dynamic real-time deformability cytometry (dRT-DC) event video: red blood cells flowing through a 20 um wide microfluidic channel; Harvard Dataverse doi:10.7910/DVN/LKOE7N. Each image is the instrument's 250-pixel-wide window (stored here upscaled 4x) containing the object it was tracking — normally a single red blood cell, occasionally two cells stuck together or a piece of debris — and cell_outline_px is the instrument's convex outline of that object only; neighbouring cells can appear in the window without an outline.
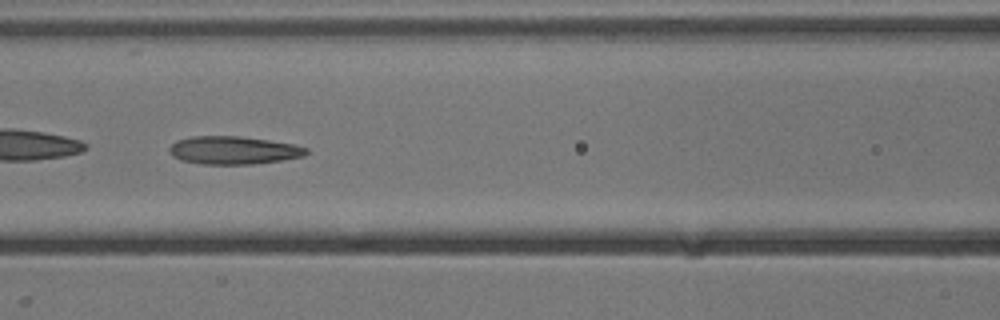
{"species": "common noctule bat (a hibernating species)", "species_latin": "Nyctalus noctula", "temperature_condition": "cold", "stored_images_in_passage": 53, "camera_frame_rate_fps": 3000, "um_per_image_px": 0.085, "animal": {"sex": "male", "body_mass_g": 13.3}, "frame": {"image": 1, "passage_image": 23, "time_ms": 7.333, "image_size_px": [1000, 320], "cell_outline_px": [[308, 152], [304, 156], [280, 160], [252, 164], [204, 164], [180, 160], [172, 156], [168, 152], [168, 148], [176, 140], [192, 136], [240, 136], [268, 140], [292, 144], [308, 148]], "centroid_in_image_um": [19.8, 12.77], "position_along_channel_um": 146.8, "area_um2": 22.31}, "authors_computed_cell_mechanics": {"area_um2": 24.1026, "velocity_mm_per_s": 3.8404, "shape_relaxation_time_tau1_ms": null, "shape_relaxation_time_tau2_ms": 3.182, "deformation_change_tau1": null, "deformation_change_tau2": 0.1188}}